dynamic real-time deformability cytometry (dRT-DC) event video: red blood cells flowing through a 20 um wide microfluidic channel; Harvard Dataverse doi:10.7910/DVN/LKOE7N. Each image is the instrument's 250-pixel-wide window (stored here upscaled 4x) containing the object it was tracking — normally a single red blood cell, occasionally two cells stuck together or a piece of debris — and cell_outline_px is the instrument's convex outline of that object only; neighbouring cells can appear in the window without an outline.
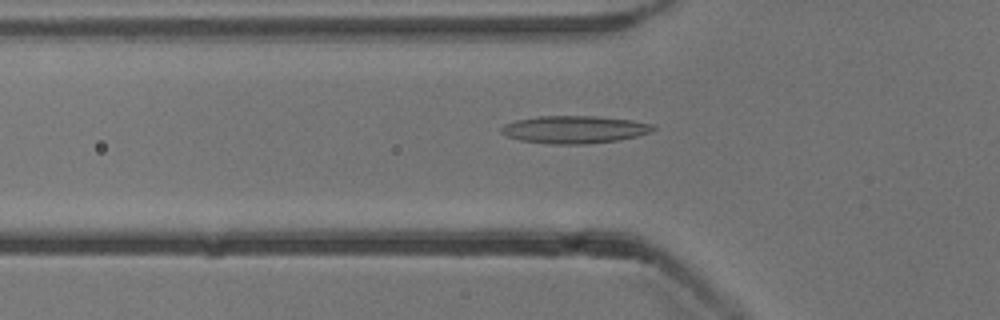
{"species": "common noctule bat (a hibernating species)", "species_latin": "Nyctalus noctula", "temperature_condition": "cold", "stored_images_in_passage": 34, "camera_frame_rate_fps": 3000, "um_per_image_px": 0.085, "animal": {"sex": "male", "body_mass_g": 13.3}, "frame": {"image": 1, "passage_image": 11, "time_ms": 3.333, "image_size_px": [1000, 320], "cell_outline_px": [[656, 128], [648, 132], [636, 136], [620, 140], [584, 144], [552, 144], [520, 140], [508, 136], [500, 132], [500, 128], [504, 124], [516, 120], [536, 116], [596, 116], [632, 120], [656, 124]], "centroid_in_image_um": [48.83, 11.0], "position_along_channel_um": 77.0, "area_um2": 24.45}}
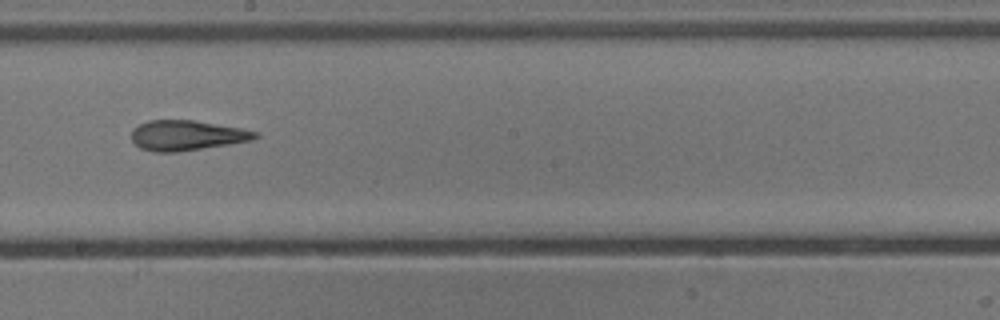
{"frame": {"image": 2, "passage_image": 23, "time_ms": 7.333, "image_size_px": [1000, 320], "cell_outline_px": [[260, 136], [252, 140], [228, 144], [176, 152], [152, 152], [140, 148], [132, 140], [132, 128], [148, 120], [192, 120], [240, 128], [256, 132]], "centroid_in_image_um": [15.83, 11.51], "position_along_channel_um": 232.4, "area_um2": 21.5}}
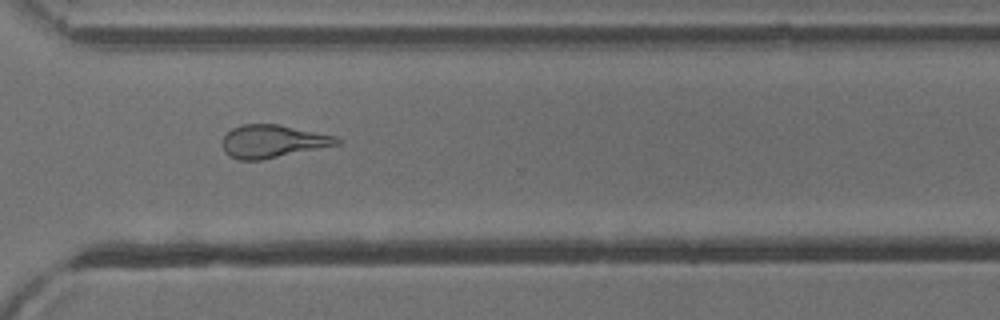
{"frame": {"image": 3, "passage_image": 32, "time_ms": 10.333, "image_size_px": [1000, 320], "cell_outline_px": [[340, 144], [260, 160], [240, 160], [228, 156], [224, 152], [220, 144], [220, 140], [232, 128], [240, 124], [276, 124], [336, 136], [340, 140]], "centroid_in_image_um": [23.1, 12.01], "position_along_channel_um": 347.5, "area_um2": 21.91}, "authors_computed_cell_mechanics": {"area_um2": 21.7039, "velocity_mm_per_s": 3.8425, "shape_relaxation_time_tau1_ms": null, "shape_relaxation_time_tau2_ms": 2.9504, "deformation_change_tau1": null, "deformation_change_tau2": 0.1292}}